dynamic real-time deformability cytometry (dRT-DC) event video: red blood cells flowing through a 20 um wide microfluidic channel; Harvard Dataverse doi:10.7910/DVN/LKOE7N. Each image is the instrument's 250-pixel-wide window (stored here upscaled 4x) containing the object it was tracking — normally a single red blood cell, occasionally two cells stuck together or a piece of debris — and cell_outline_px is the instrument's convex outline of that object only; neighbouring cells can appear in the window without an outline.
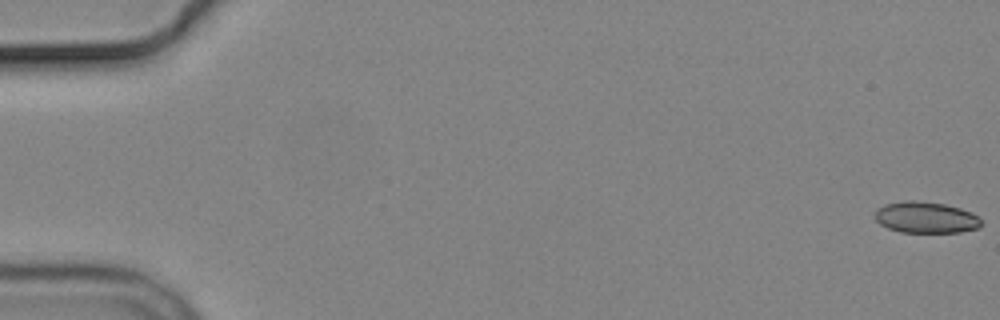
{"species": "common noctule bat (a hibernating species)", "species_latin": "Nyctalus noctula", "temperature_condition": "cold", "stored_images_in_passage": 6, "camera_frame_rate_fps": 3000, "um_per_image_px": 0.085, "animal": {"sex": "male", "body_mass_g": 19.2, "forearm_length_mm": 51.8}, "frame": {"image": 1, "passage_image": 1, "time_ms": 0.0, "image_size_px": [1000, 320], "cell_outline_px": [[984, 224], [980, 228], [960, 232], [900, 232], [888, 228], [880, 224], [876, 220], [876, 208], [884, 204], [904, 200], [912, 200], [944, 204], [960, 208], [972, 212]], "centroid_in_image_um": [78.7, 18.48], "position_along_channel_um": 6.3, "area_um2": 19.48}}